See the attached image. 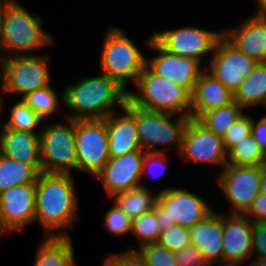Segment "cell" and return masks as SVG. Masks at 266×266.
I'll list each match as a JSON object with an SVG mask.
<instances>
[{
	"mask_svg": "<svg viewBox=\"0 0 266 266\" xmlns=\"http://www.w3.org/2000/svg\"><path fill=\"white\" fill-rule=\"evenodd\" d=\"M252 259L266 261V222H252Z\"/></svg>",
	"mask_w": 266,
	"mask_h": 266,
	"instance_id": "39",
	"label": "cell"
},
{
	"mask_svg": "<svg viewBox=\"0 0 266 266\" xmlns=\"http://www.w3.org/2000/svg\"><path fill=\"white\" fill-rule=\"evenodd\" d=\"M207 266H225L224 264H216V265H214V264H208Z\"/></svg>",
	"mask_w": 266,
	"mask_h": 266,
	"instance_id": "51",
	"label": "cell"
},
{
	"mask_svg": "<svg viewBox=\"0 0 266 266\" xmlns=\"http://www.w3.org/2000/svg\"><path fill=\"white\" fill-rule=\"evenodd\" d=\"M251 134L260 145L261 150L266 155V115L261 116L258 120L252 116Z\"/></svg>",
	"mask_w": 266,
	"mask_h": 266,
	"instance_id": "42",
	"label": "cell"
},
{
	"mask_svg": "<svg viewBox=\"0 0 266 266\" xmlns=\"http://www.w3.org/2000/svg\"><path fill=\"white\" fill-rule=\"evenodd\" d=\"M146 45L155 52L153 57L146 58V66L156 75L168 79L192 93L199 74L205 69L203 65L194 58L168 52L153 38V34L147 37Z\"/></svg>",
	"mask_w": 266,
	"mask_h": 266,
	"instance_id": "14",
	"label": "cell"
},
{
	"mask_svg": "<svg viewBox=\"0 0 266 266\" xmlns=\"http://www.w3.org/2000/svg\"><path fill=\"white\" fill-rule=\"evenodd\" d=\"M128 90V100L135 106L157 112L191 117V93L184 87L160 77L147 66Z\"/></svg>",
	"mask_w": 266,
	"mask_h": 266,
	"instance_id": "6",
	"label": "cell"
},
{
	"mask_svg": "<svg viewBox=\"0 0 266 266\" xmlns=\"http://www.w3.org/2000/svg\"><path fill=\"white\" fill-rule=\"evenodd\" d=\"M158 193L154 211L161 232L175 224L190 229L214 210L208 200L182 186H164Z\"/></svg>",
	"mask_w": 266,
	"mask_h": 266,
	"instance_id": "8",
	"label": "cell"
},
{
	"mask_svg": "<svg viewBox=\"0 0 266 266\" xmlns=\"http://www.w3.org/2000/svg\"><path fill=\"white\" fill-rule=\"evenodd\" d=\"M266 165L262 166H234L227 164L218 175L215 182L228 201L229 214L245 215L253 200L260 193V183Z\"/></svg>",
	"mask_w": 266,
	"mask_h": 266,
	"instance_id": "10",
	"label": "cell"
},
{
	"mask_svg": "<svg viewBox=\"0 0 266 266\" xmlns=\"http://www.w3.org/2000/svg\"><path fill=\"white\" fill-rule=\"evenodd\" d=\"M2 14H3V0H0V38H1Z\"/></svg>",
	"mask_w": 266,
	"mask_h": 266,
	"instance_id": "47",
	"label": "cell"
},
{
	"mask_svg": "<svg viewBox=\"0 0 266 266\" xmlns=\"http://www.w3.org/2000/svg\"><path fill=\"white\" fill-rule=\"evenodd\" d=\"M49 121L40 132L42 173L72 175V170L78 172L75 120Z\"/></svg>",
	"mask_w": 266,
	"mask_h": 266,
	"instance_id": "7",
	"label": "cell"
},
{
	"mask_svg": "<svg viewBox=\"0 0 266 266\" xmlns=\"http://www.w3.org/2000/svg\"><path fill=\"white\" fill-rule=\"evenodd\" d=\"M168 160L169 158H167L166 153L144 152L142 177L144 175V177H151V179L162 177L168 171Z\"/></svg>",
	"mask_w": 266,
	"mask_h": 266,
	"instance_id": "37",
	"label": "cell"
},
{
	"mask_svg": "<svg viewBox=\"0 0 266 266\" xmlns=\"http://www.w3.org/2000/svg\"><path fill=\"white\" fill-rule=\"evenodd\" d=\"M74 181L70 174L39 173L35 183V222L40 224L43 236H69L67 230H74L80 219Z\"/></svg>",
	"mask_w": 266,
	"mask_h": 266,
	"instance_id": "1",
	"label": "cell"
},
{
	"mask_svg": "<svg viewBox=\"0 0 266 266\" xmlns=\"http://www.w3.org/2000/svg\"><path fill=\"white\" fill-rule=\"evenodd\" d=\"M252 116L250 113L244 112L237 118L232 125L223 134L222 139L227 152L243 139L251 135Z\"/></svg>",
	"mask_w": 266,
	"mask_h": 266,
	"instance_id": "35",
	"label": "cell"
},
{
	"mask_svg": "<svg viewBox=\"0 0 266 266\" xmlns=\"http://www.w3.org/2000/svg\"><path fill=\"white\" fill-rule=\"evenodd\" d=\"M104 266H118L108 255L103 261Z\"/></svg>",
	"mask_w": 266,
	"mask_h": 266,
	"instance_id": "46",
	"label": "cell"
},
{
	"mask_svg": "<svg viewBox=\"0 0 266 266\" xmlns=\"http://www.w3.org/2000/svg\"><path fill=\"white\" fill-rule=\"evenodd\" d=\"M78 172L95 176L109 161L106 118L75 120Z\"/></svg>",
	"mask_w": 266,
	"mask_h": 266,
	"instance_id": "11",
	"label": "cell"
},
{
	"mask_svg": "<svg viewBox=\"0 0 266 266\" xmlns=\"http://www.w3.org/2000/svg\"><path fill=\"white\" fill-rule=\"evenodd\" d=\"M177 266H207L203 254L195 245H188L174 252Z\"/></svg>",
	"mask_w": 266,
	"mask_h": 266,
	"instance_id": "38",
	"label": "cell"
},
{
	"mask_svg": "<svg viewBox=\"0 0 266 266\" xmlns=\"http://www.w3.org/2000/svg\"><path fill=\"white\" fill-rule=\"evenodd\" d=\"M144 151L137 150L120 157L110 158L94 176L103 184L109 197L120 191L142 185Z\"/></svg>",
	"mask_w": 266,
	"mask_h": 266,
	"instance_id": "17",
	"label": "cell"
},
{
	"mask_svg": "<svg viewBox=\"0 0 266 266\" xmlns=\"http://www.w3.org/2000/svg\"><path fill=\"white\" fill-rule=\"evenodd\" d=\"M245 216L252 222H266V194L257 195Z\"/></svg>",
	"mask_w": 266,
	"mask_h": 266,
	"instance_id": "41",
	"label": "cell"
},
{
	"mask_svg": "<svg viewBox=\"0 0 266 266\" xmlns=\"http://www.w3.org/2000/svg\"><path fill=\"white\" fill-rule=\"evenodd\" d=\"M33 266H76L71 236H43Z\"/></svg>",
	"mask_w": 266,
	"mask_h": 266,
	"instance_id": "24",
	"label": "cell"
},
{
	"mask_svg": "<svg viewBox=\"0 0 266 266\" xmlns=\"http://www.w3.org/2000/svg\"><path fill=\"white\" fill-rule=\"evenodd\" d=\"M76 81L63 87V104L69 109L65 118L104 119L116 112L115 107L121 110L128 99V91L103 73Z\"/></svg>",
	"mask_w": 266,
	"mask_h": 266,
	"instance_id": "2",
	"label": "cell"
},
{
	"mask_svg": "<svg viewBox=\"0 0 266 266\" xmlns=\"http://www.w3.org/2000/svg\"><path fill=\"white\" fill-rule=\"evenodd\" d=\"M3 98H4V97L0 96V122H1V116H2L1 113H2L3 105H4V104L2 103L3 100H4Z\"/></svg>",
	"mask_w": 266,
	"mask_h": 266,
	"instance_id": "48",
	"label": "cell"
},
{
	"mask_svg": "<svg viewBox=\"0 0 266 266\" xmlns=\"http://www.w3.org/2000/svg\"><path fill=\"white\" fill-rule=\"evenodd\" d=\"M59 99L64 103V91L58 93L52 84L30 92L22 98V100L44 121L50 119V116L58 111L60 108Z\"/></svg>",
	"mask_w": 266,
	"mask_h": 266,
	"instance_id": "28",
	"label": "cell"
},
{
	"mask_svg": "<svg viewBox=\"0 0 266 266\" xmlns=\"http://www.w3.org/2000/svg\"><path fill=\"white\" fill-rule=\"evenodd\" d=\"M49 55H16L2 58L1 96L28 93L51 85Z\"/></svg>",
	"mask_w": 266,
	"mask_h": 266,
	"instance_id": "9",
	"label": "cell"
},
{
	"mask_svg": "<svg viewBox=\"0 0 266 266\" xmlns=\"http://www.w3.org/2000/svg\"><path fill=\"white\" fill-rule=\"evenodd\" d=\"M227 164L234 166H262L266 165V155L251 134L227 152Z\"/></svg>",
	"mask_w": 266,
	"mask_h": 266,
	"instance_id": "30",
	"label": "cell"
},
{
	"mask_svg": "<svg viewBox=\"0 0 266 266\" xmlns=\"http://www.w3.org/2000/svg\"><path fill=\"white\" fill-rule=\"evenodd\" d=\"M44 120H42L22 99L10 107L9 119L0 123L17 131L40 133ZM40 127V128H39Z\"/></svg>",
	"mask_w": 266,
	"mask_h": 266,
	"instance_id": "31",
	"label": "cell"
},
{
	"mask_svg": "<svg viewBox=\"0 0 266 266\" xmlns=\"http://www.w3.org/2000/svg\"><path fill=\"white\" fill-rule=\"evenodd\" d=\"M158 194V192H153L149 185L142 183L129 190L117 192L111 198L126 215L134 219L154 210Z\"/></svg>",
	"mask_w": 266,
	"mask_h": 266,
	"instance_id": "26",
	"label": "cell"
},
{
	"mask_svg": "<svg viewBox=\"0 0 266 266\" xmlns=\"http://www.w3.org/2000/svg\"><path fill=\"white\" fill-rule=\"evenodd\" d=\"M205 70L234 93L258 64L232 45L223 35L218 39Z\"/></svg>",
	"mask_w": 266,
	"mask_h": 266,
	"instance_id": "13",
	"label": "cell"
},
{
	"mask_svg": "<svg viewBox=\"0 0 266 266\" xmlns=\"http://www.w3.org/2000/svg\"><path fill=\"white\" fill-rule=\"evenodd\" d=\"M190 242L195 245L208 264H223V212L215 209L189 229Z\"/></svg>",
	"mask_w": 266,
	"mask_h": 266,
	"instance_id": "20",
	"label": "cell"
},
{
	"mask_svg": "<svg viewBox=\"0 0 266 266\" xmlns=\"http://www.w3.org/2000/svg\"><path fill=\"white\" fill-rule=\"evenodd\" d=\"M0 154L31 165L42 172L40 133L17 131L0 123Z\"/></svg>",
	"mask_w": 266,
	"mask_h": 266,
	"instance_id": "21",
	"label": "cell"
},
{
	"mask_svg": "<svg viewBox=\"0 0 266 266\" xmlns=\"http://www.w3.org/2000/svg\"><path fill=\"white\" fill-rule=\"evenodd\" d=\"M136 251L145 261L146 266H177L174 252L158 242L145 244Z\"/></svg>",
	"mask_w": 266,
	"mask_h": 266,
	"instance_id": "33",
	"label": "cell"
},
{
	"mask_svg": "<svg viewBox=\"0 0 266 266\" xmlns=\"http://www.w3.org/2000/svg\"><path fill=\"white\" fill-rule=\"evenodd\" d=\"M223 31L202 29L194 25L153 33V38L168 52L194 58L205 68L204 58L213 55Z\"/></svg>",
	"mask_w": 266,
	"mask_h": 266,
	"instance_id": "12",
	"label": "cell"
},
{
	"mask_svg": "<svg viewBox=\"0 0 266 266\" xmlns=\"http://www.w3.org/2000/svg\"><path fill=\"white\" fill-rule=\"evenodd\" d=\"M38 175L31 165L0 154V193L13 186L36 183Z\"/></svg>",
	"mask_w": 266,
	"mask_h": 266,
	"instance_id": "27",
	"label": "cell"
},
{
	"mask_svg": "<svg viewBox=\"0 0 266 266\" xmlns=\"http://www.w3.org/2000/svg\"><path fill=\"white\" fill-rule=\"evenodd\" d=\"M104 228L111 236H123L131 232L132 219L112 201L104 216Z\"/></svg>",
	"mask_w": 266,
	"mask_h": 266,
	"instance_id": "34",
	"label": "cell"
},
{
	"mask_svg": "<svg viewBox=\"0 0 266 266\" xmlns=\"http://www.w3.org/2000/svg\"><path fill=\"white\" fill-rule=\"evenodd\" d=\"M223 36L258 63H266V17L254 12L239 26L223 29Z\"/></svg>",
	"mask_w": 266,
	"mask_h": 266,
	"instance_id": "19",
	"label": "cell"
},
{
	"mask_svg": "<svg viewBox=\"0 0 266 266\" xmlns=\"http://www.w3.org/2000/svg\"><path fill=\"white\" fill-rule=\"evenodd\" d=\"M234 101V93L205 69L199 74L191 93V118L197 119L208 112Z\"/></svg>",
	"mask_w": 266,
	"mask_h": 266,
	"instance_id": "23",
	"label": "cell"
},
{
	"mask_svg": "<svg viewBox=\"0 0 266 266\" xmlns=\"http://www.w3.org/2000/svg\"><path fill=\"white\" fill-rule=\"evenodd\" d=\"M244 112L245 110L233 101L226 106L202 113L196 120L216 135L223 136Z\"/></svg>",
	"mask_w": 266,
	"mask_h": 266,
	"instance_id": "29",
	"label": "cell"
},
{
	"mask_svg": "<svg viewBox=\"0 0 266 266\" xmlns=\"http://www.w3.org/2000/svg\"><path fill=\"white\" fill-rule=\"evenodd\" d=\"M234 101L244 110L266 105V63H258L234 92Z\"/></svg>",
	"mask_w": 266,
	"mask_h": 266,
	"instance_id": "25",
	"label": "cell"
},
{
	"mask_svg": "<svg viewBox=\"0 0 266 266\" xmlns=\"http://www.w3.org/2000/svg\"><path fill=\"white\" fill-rule=\"evenodd\" d=\"M180 156L185 162L218 166L220 172L227 165V150L222 136L216 135L193 118H190L185 130Z\"/></svg>",
	"mask_w": 266,
	"mask_h": 266,
	"instance_id": "15",
	"label": "cell"
},
{
	"mask_svg": "<svg viewBox=\"0 0 266 266\" xmlns=\"http://www.w3.org/2000/svg\"><path fill=\"white\" fill-rule=\"evenodd\" d=\"M42 26L43 19L39 15L15 0H3L0 56L34 55L54 44L53 35Z\"/></svg>",
	"mask_w": 266,
	"mask_h": 266,
	"instance_id": "3",
	"label": "cell"
},
{
	"mask_svg": "<svg viewBox=\"0 0 266 266\" xmlns=\"http://www.w3.org/2000/svg\"><path fill=\"white\" fill-rule=\"evenodd\" d=\"M124 107L135 117L141 150L167 153L175 146L180 154L191 117L145 110L133 105L128 99Z\"/></svg>",
	"mask_w": 266,
	"mask_h": 266,
	"instance_id": "4",
	"label": "cell"
},
{
	"mask_svg": "<svg viewBox=\"0 0 266 266\" xmlns=\"http://www.w3.org/2000/svg\"><path fill=\"white\" fill-rule=\"evenodd\" d=\"M245 265H247V266H266V261L252 259V261L250 260L249 264H245Z\"/></svg>",
	"mask_w": 266,
	"mask_h": 266,
	"instance_id": "45",
	"label": "cell"
},
{
	"mask_svg": "<svg viewBox=\"0 0 266 266\" xmlns=\"http://www.w3.org/2000/svg\"><path fill=\"white\" fill-rule=\"evenodd\" d=\"M108 256L118 266H146L145 261L137 253V251L124 250L119 253H110Z\"/></svg>",
	"mask_w": 266,
	"mask_h": 266,
	"instance_id": "40",
	"label": "cell"
},
{
	"mask_svg": "<svg viewBox=\"0 0 266 266\" xmlns=\"http://www.w3.org/2000/svg\"><path fill=\"white\" fill-rule=\"evenodd\" d=\"M1 72H2V57L0 56V84H1Z\"/></svg>",
	"mask_w": 266,
	"mask_h": 266,
	"instance_id": "50",
	"label": "cell"
},
{
	"mask_svg": "<svg viewBox=\"0 0 266 266\" xmlns=\"http://www.w3.org/2000/svg\"><path fill=\"white\" fill-rule=\"evenodd\" d=\"M5 235V234H7L6 232H5V230L3 229V227H2V225H1V222H0V235Z\"/></svg>",
	"mask_w": 266,
	"mask_h": 266,
	"instance_id": "49",
	"label": "cell"
},
{
	"mask_svg": "<svg viewBox=\"0 0 266 266\" xmlns=\"http://www.w3.org/2000/svg\"><path fill=\"white\" fill-rule=\"evenodd\" d=\"M225 266H244V265H225Z\"/></svg>",
	"mask_w": 266,
	"mask_h": 266,
	"instance_id": "52",
	"label": "cell"
},
{
	"mask_svg": "<svg viewBox=\"0 0 266 266\" xmlns=\"http://www.w3.org/2000/svg\"><path fill=\"white\" fill-rule=\"evenodd\" d=\"M223 264L245 265L252 259V221L245 215L223 210Z\"/></svg>",
	"mask_w": 266,
	"mask_h": 266,
	"instance_id": "18",
	"label": "cell"
},
{
	"mask_svg": "<svg viewBox=\"0 0 266 266\" xmlns=\"http://www.w3.org/2000/svg\"><path fill=\"white\" fill-rule=\"evenodd\" d=\"M158 243L171 252H176L191 244L189 229L178 224L162 231Z\"/></svg>",
	"mask_w": 266,
	"mask_h": 266,
	"instance_id": "36",
	"label": "cell"
},
{
	"mask_svg": "<svg viewBox=\"0 0 266 266\" xmlns=\"http://www.w3.org/2000/svg\"><path fill=\"white\" fill-rule=\"evenodd\" d=\"M104 36L99 57V72L114 79L128 91L129 83L134 85L146 66L147 57L119 26L110 24Z\"/></svg>",
	"mask_w": 266,
	"mask_h": 266,
	"instance_id": "5",
	"label": "cell"
},
{
	"mask_svg": "<svg viewBox=\"0 0 266 266\" xmlns=\"http://www.w3.org/2000/svg\"><path fill=\"white\" fill-rule=\"evenodd\" d=\"M106 117L108 151L110 158H116L141 150L135 117L125 108Z\"/></svg>",
	"mask_w": 266,
	"mask_h": 266,
	"instance_id": "22",
	"label": "cell"
},
{
	"mask_svg": "<svg viewBox=\"0 0 266 266\" xmlns=\"http://www.w3.org/2000/svg\"><path fill=\"white\" fill-rule=\"evenodd\" d=\"M256 13L266 17V0H255Z\"/></svg>",
	"mask_w": 266,
	"mask_h": 266,
	"instance_id": "43",
	"label": "cell"
},
{
	"mask_svg": "<svg viewBox=\"0 0 266 266\" xmlns=\"http://www.w3.org/2000/svg\"><path fill=\"white\" fill-rule=\"evenodd\" d=\"M35 183L13 186L0 193V222L6 233L35 223Z\"/></svg>",
	"mask_w": 266,
	"mask_h": 266,
	"instance_id": "16",
	"label": "cell"
},
{
	"mask_svg": "<svg viewBox=\"0 0 266 266\" xmlns=\"http://www.w3.org/2000/svg\"><path fill=\"white\" fill-rule=\"evenodd\" d=\"M132 236L138 239L137 248H127L126 250L136 251L145 244L157 243L161 230L156 220L155 211L144 213L137 218L132 219L131 232Z\"/></svg>",
	"mask_w": 266,
	"mask_h": 266,
	"instance_id": "32",
	"label": "cell"
},
{
	"mask_svg": "<svg viewBox=\"0 0 266 266\" xmlns=\"http://www.w3.org/2000/svg\"><path fill=\"white\" fill-rule=\"evenodd\" d=\"M259 190L260 193L266 194V171L263 173Z\"/></svg>",
	"mask_w": 266,
	"mask_h": 266,
	"instance_id": "44",
	"label": "cell"
}]
</instances>
